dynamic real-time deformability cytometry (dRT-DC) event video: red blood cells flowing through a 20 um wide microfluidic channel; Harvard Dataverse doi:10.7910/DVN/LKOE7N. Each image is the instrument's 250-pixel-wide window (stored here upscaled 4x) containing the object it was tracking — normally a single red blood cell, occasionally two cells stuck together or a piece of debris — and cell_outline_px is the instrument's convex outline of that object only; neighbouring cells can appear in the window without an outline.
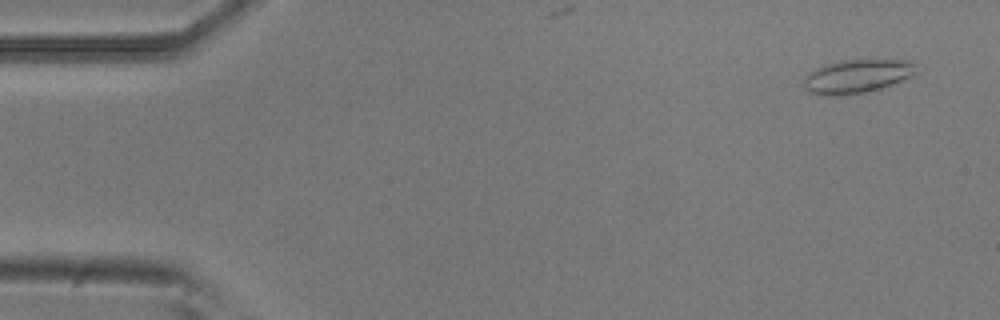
{"species": "common noctule bat (a hibernating species)", "species_latin": "Nyctalus noctula", "temperature_condition": "room temperature", "stored_images_in_passage": 53, "camera_frame_rate_fps": 3000, "um_per_image_px": 0.085, "animal": {"sex": "male", "body_mass_g": 20.5, "forearm_length_mm": 52.5}, "frame": {"image": 1, "passage_image": 3, "time_ms": 0.667, "image_size_px": [1000, 320], "cell_outline_px": [[916, 72], [912, 76], [892, 84], [868, 92], [840, 96], [824, 96], [808, 92], [804, 88], [804, 76], [808, 72], [816, 68], [840, 60], [908, 60], [916, 64]], "centroid_in_image_um": [72.81, 6.5], "position_along_channel_um": 12.2, "area_um2": 22.2}}
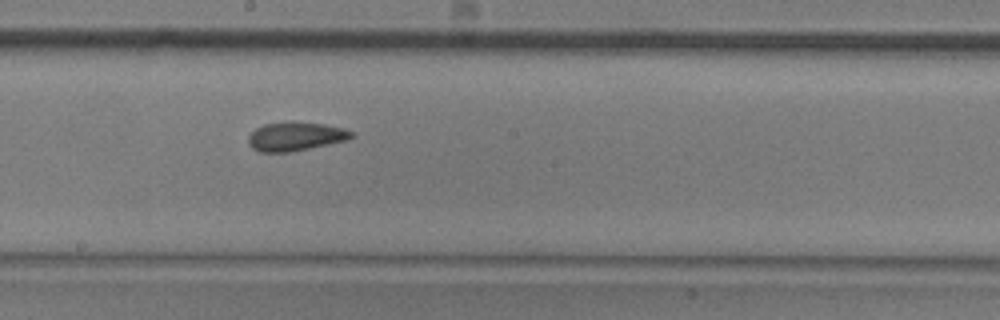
{"frame": {"image": 2, "passage_image": 29, "time_ms": 9.333, "image_size_px": [1000, 320], "cell_outline_px": [[356, 136], [348, 140], [292, 152], [260, 152], [252, 148], [248, 144], [248, 136], [256, 128], [264, 124], [324, 124], [344, 128], [356, 132]], "centroid_in_image_um": [25.17, 11.64], "position_along_channel_um": 223.0, "area_um2": 16.94}}
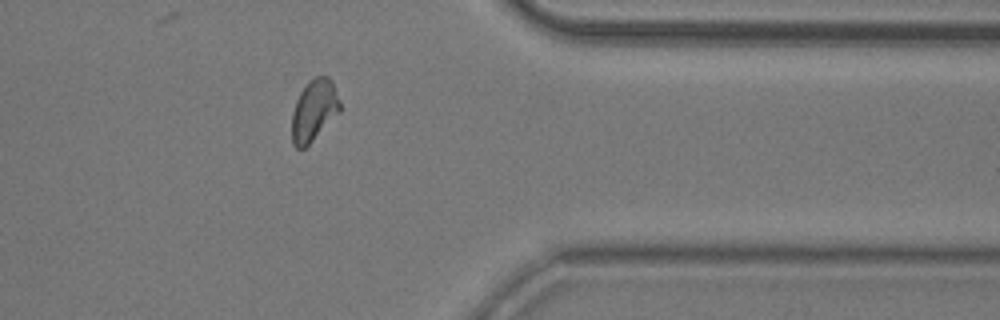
{"frame": {"image": 3, "passage_image": 43, "time_ms": 14.0, "image_size_px": [1000, 320], "cell_outline_px": [[340, 112], [304, 148], [296, 148], [292, 144], [292, 112], [296, 100], [300, 92], [308, 80], [316, 76], [328, 76], [332, 80], [340, 104]], "centroid_in_image_um": [26.67, 9.35], "position_along_channel_um": 384.7, "area_um2": 17.11}, "authors_computed_cell_mechanics": {"area_um2": 17.2244, "velocity_mm_per_s": 3.7599, "shape_relaxation_time_tau1_ms": null, "shape_relaxation_time_tau2_ms": 2.1267, "deformation_change_tau1": null, "deformation_change_tau2": 0.0784}}